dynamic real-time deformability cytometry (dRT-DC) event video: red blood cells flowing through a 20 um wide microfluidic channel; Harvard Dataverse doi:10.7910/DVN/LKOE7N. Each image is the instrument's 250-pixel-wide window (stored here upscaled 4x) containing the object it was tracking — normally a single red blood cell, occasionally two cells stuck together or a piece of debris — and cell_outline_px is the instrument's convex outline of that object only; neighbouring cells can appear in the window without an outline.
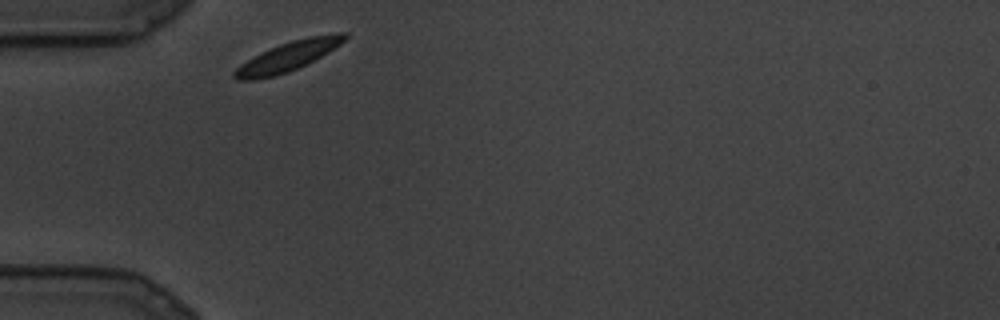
{"species": "common noctule bat (a hibernating species)", "species_latin": "Nyctalus noctula", "temperature_condition": "cold", "stored_images_in_passage": 4, "camera_frame_rate_fps": 3000, "um_per_image_px": 0.085, "animal": {"sex": "male", "body_mass_g": 19.5, "forearm_length_mm": 54.6}, "frame": {"image": 1, "passage_image": 1, "time_ms": 0.0, "image_size_px": [1000, 320], "cell_outline_px": [[348, 36], [340, 44], [328, 52], [288, 72], [256, 80], [236, 80], [232, 76], [232, 72], [240, 64], [280, 44], [292, 40], [308, 36], [336, 32], [348, 32]], "centroid_in_image_um": [24.48, 4.78], "position_along_channel_um": 60.5, "area_um2": 18.55}}